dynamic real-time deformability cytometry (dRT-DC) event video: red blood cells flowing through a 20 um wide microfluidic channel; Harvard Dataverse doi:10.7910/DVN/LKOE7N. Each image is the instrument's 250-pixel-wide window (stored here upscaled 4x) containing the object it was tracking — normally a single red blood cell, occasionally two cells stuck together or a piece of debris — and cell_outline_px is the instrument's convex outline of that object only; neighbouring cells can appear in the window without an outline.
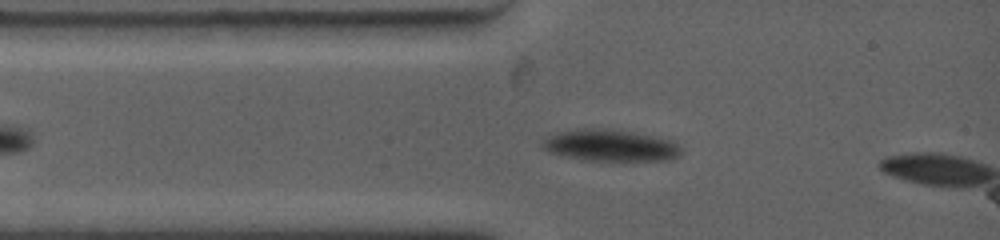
{"species": "common noctule bat (a hibernating species)", "species_latin": "Nyctalus noctula", "temperature_condition": "warm", "stored_images_in_passage": 52, "camera_frame_rate_fps": 4500, "um_per_image_px": 0.085, "animal": {"sex": "female", "body_mass_g": 19.0, "forearm_length_mm": 53.3}, "frame": {"image": 1, "passage_image": 5, "time_ms": 1.333, "image_size_px": [1000, 240], "cell_outline_px": [[680, 156], [672, 160], [584, 160], [548, 152], [540, 144], [548, 136], [556, 132], [580, 128], [620, 128], [656, 136], [672, 140], [680, 148]], "centroid_in_image_um": [51.89, 12.33], "position_along_channel_um": 33.1, "area_um2": 26.01}}
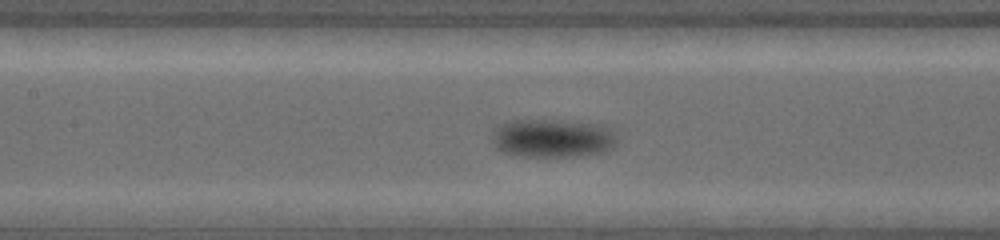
{"frame": {"image": 2, "passage_image": 17, "time_ms": 5.111, "image_size_px": [1000, 240], "cell_outline_px": [[616, 144], [612, 148], [600, 152], [576, 156], [520, 156], [504, 152], [496, 148], [492, 140], [492, 136], [496, 128], [500, 124], [508, 120], [560, 120], [600, 124], [612, 128], [616, 136]], "centroid_in_image_um": [46.97, 11.73], "position_along_channel_um": 160.4, "area_um2": 28.09}}
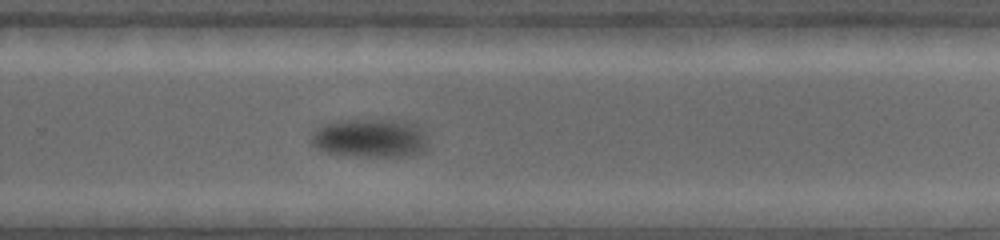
{"frame": {"image": 3, "passage_image": 31, "time_ms": 9.111, "image_size_px": [1000, 240], "cell_outline_px": [[428, 144], [424, 152], [408, 156], [360, 156], [324, 152], [316, 148], [312, 144], [312, 132], [324, 124], [336, 120], [400, 120], [416, 124], [424, 132]], "centroid_in_image_um": [31.48, 11.74], "position_along_channel_um": 298.3, "area_um2": 26.47}}